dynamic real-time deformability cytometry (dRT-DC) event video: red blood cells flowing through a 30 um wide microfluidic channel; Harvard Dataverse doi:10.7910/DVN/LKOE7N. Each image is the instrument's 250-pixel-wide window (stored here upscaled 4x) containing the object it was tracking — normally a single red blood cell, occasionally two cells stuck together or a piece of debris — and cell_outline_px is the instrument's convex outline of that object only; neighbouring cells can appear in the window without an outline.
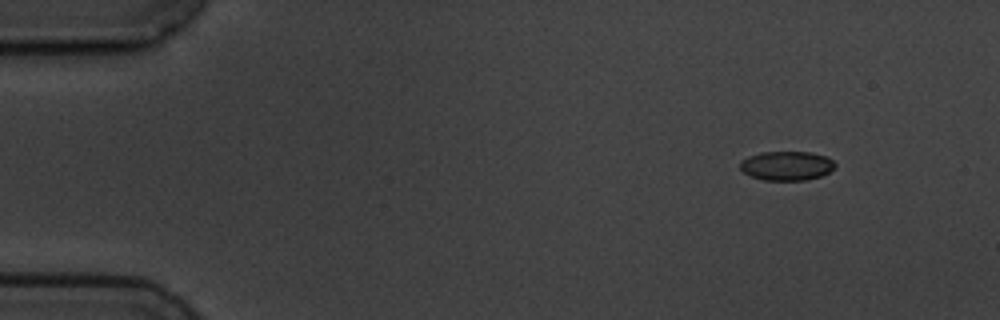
{"species": "common noctule bat (a hibernating species)", "species_latin": "Nyctalus noctula", "temperature_condition": "cold", "stored_images_in_passage": 5, "camera_frame_rate_fps": 3000, "um_per_image_px": 0.085, "animal": {"sex": "male", "body_mass_g": 19.5, "forearm_length_mm": 54.6}, "frame": {"image": 1, "passage_image": 1, "time_ms": 0.0, "image_size_px": [1000, 320], "cell_outline_px": [[836, 168], [820, 176], [804, 180], [764, 180], [752, 176], [744, 172], [740, 168], [740, 160], [748, 156], [760, 152], [812, 152], [828, 156], [836, 164]], "centroid_in_image_um": [66.88, 14.07], "position_along_channel_um": 18.1, "area_um2": 16.24}}
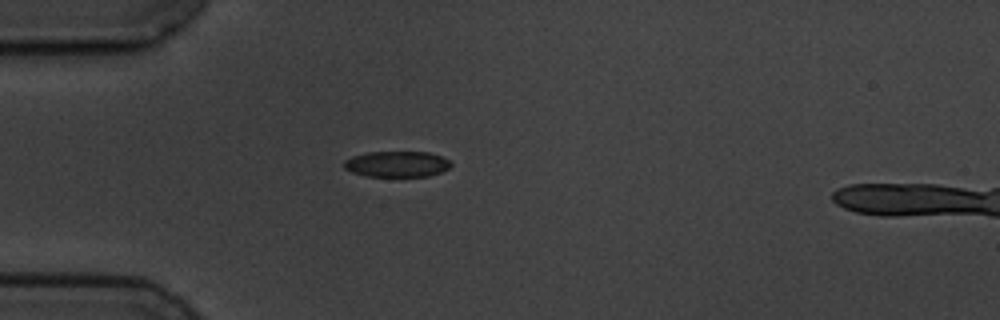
{"frame": {"image": 2, "passage_image": 4, "time_ms": 3.333, "image_size_px": [1000, 320], "cell_outline_px": [[452, 164], [448, 168], [440, 172], [428, 176], [364, 176], [352, 172], [344, 168], [344, 160], [352, 156], [368, 152], [428, 152], [440, 156], [448, 160]], "centroid_in_image_um": [33.7, 13.94], "position_along_channel_um": 51.3, "area_um2": 16.01}}